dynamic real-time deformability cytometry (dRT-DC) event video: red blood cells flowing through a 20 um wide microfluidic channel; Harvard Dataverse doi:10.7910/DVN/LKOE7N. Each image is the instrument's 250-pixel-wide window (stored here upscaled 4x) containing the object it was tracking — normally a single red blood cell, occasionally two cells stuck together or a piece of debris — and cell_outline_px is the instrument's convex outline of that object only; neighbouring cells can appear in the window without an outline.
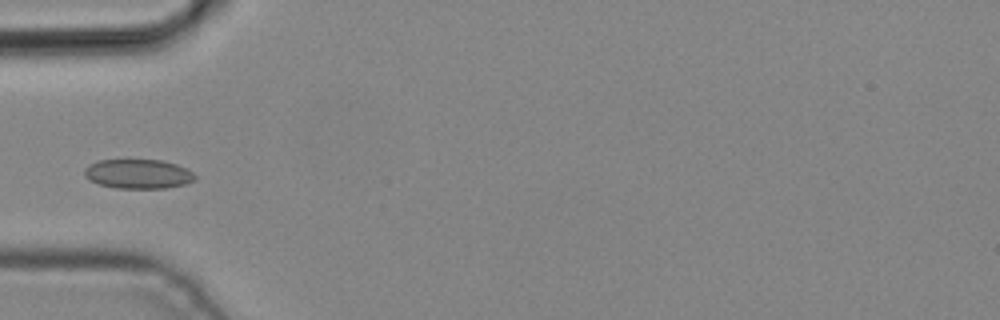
{"species": "common noctule bat (a hibernating species)", "species_latin": "Nyctalus noctula", "temperature_condition": "cold", "stored_images_in_passage": 3, "camera_frame_rate_fps": 3000, "um_per_image_px": 0.085, "animal": {"sex": "male", "body_mass_g": 19.2, "forearm_length_mm": 51.8}, "frame": {"image": 1, "passage_image": 3, "time_ms": 0.667, "image_size_px": [1000, 320], "cell_outline_px": [[196, 180], [184, 184], [164, 188], [116, 188], [100, 184], [88, 180], [84, 176], [84, 168], [88, 164], [100, 160], [160, 160], [176, 164], [192, 172], [196, 176]], "centroid_in_image_um": [11.71, 14.78], "position_along_channel_um": 73.3, "area_um2": 18.9}}